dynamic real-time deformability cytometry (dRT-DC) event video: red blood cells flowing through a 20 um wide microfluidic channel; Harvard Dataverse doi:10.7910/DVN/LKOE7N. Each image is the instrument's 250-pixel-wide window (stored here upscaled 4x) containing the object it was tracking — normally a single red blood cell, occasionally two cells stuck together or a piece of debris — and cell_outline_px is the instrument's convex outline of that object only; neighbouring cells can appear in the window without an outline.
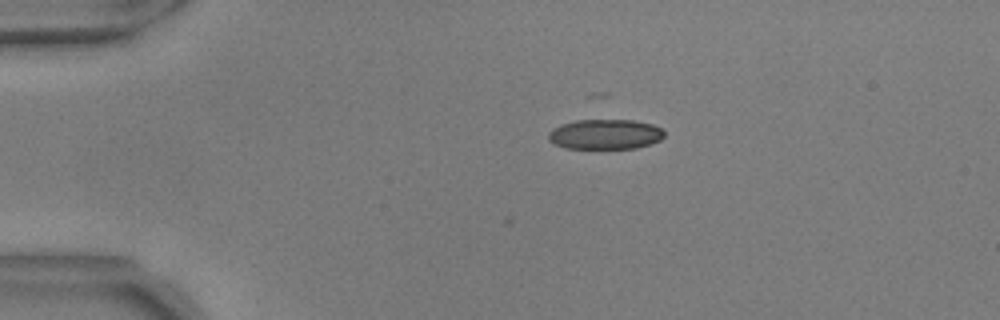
{"species": "common noctule bat (a hibernating species)", "species_latin": "Nyctalus noctula", "temperature_condition": "warm", "stored_images_in_passage": 4, "camera_frame_rate_fps": 3000, "um_per_image_px": 0.085, "animal": {"sex": "male", "body_mass_g": 17.9, "forearm_length_mm": 54.2}, "frame": {"image": 1, "passage_image": 1, "time_ms": 0.0, "image_size_px": [1000, 320], "cell_outline_px": [[664, 136], [660, 140], [652, 144], [636, 148], [564, 148], [552, 144], [548, 140], [548, 132], [552, 128], [560, 124], [576, 120], [632, 120], [652, 124], [660, 128], [664, 132]], "centroid_in_image_um": [51.4, 11.41], "position_along_channel_um": 33.6, "area_um2": 20.46}}